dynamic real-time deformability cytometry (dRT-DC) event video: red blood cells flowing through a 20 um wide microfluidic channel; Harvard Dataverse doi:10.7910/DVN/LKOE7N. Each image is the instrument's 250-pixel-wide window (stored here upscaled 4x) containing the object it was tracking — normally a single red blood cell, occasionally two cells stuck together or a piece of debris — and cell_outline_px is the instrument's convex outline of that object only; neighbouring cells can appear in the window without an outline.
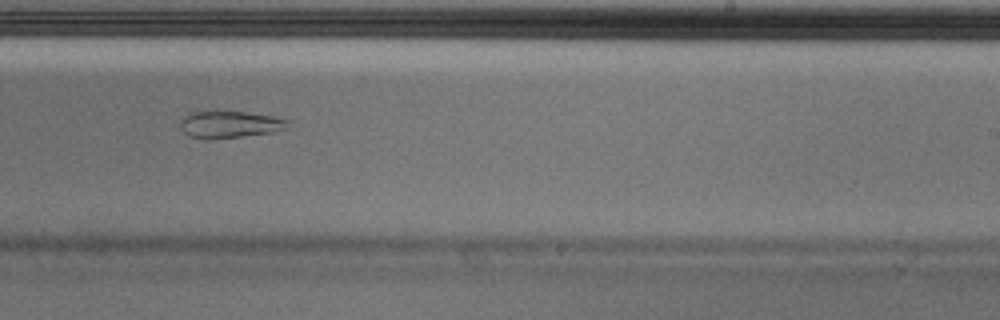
{"species": "Egyptian fruit bat (a non-hibernating species)", "species_latin": "Rousettus aegyptiacus", "temperature_condition": "cold", "stored_images_in_passage": 38, "segment_of_instrument_passage": [1, 2], "camera_frame_rate_fps": 3000, "um_per_image_px": 0.085, "animal": {"sex": "male"}, "frame": {"image": 1, "passage_image": 17, "time_ms": 5.333, "image_size_px": [1000, 320], "cell_outline_px": [[288, 128], [276, 132], [244, 136], [208, 140], [188, 136], [180, 128], [180, 120], [184, 116], [192, 112], [244, 112], [272, 116], [288, 120]], "centroid_in_image_um": [19.52, 10.6], "position_along_channel_um": 269.5, "area_um2": 16.94}}